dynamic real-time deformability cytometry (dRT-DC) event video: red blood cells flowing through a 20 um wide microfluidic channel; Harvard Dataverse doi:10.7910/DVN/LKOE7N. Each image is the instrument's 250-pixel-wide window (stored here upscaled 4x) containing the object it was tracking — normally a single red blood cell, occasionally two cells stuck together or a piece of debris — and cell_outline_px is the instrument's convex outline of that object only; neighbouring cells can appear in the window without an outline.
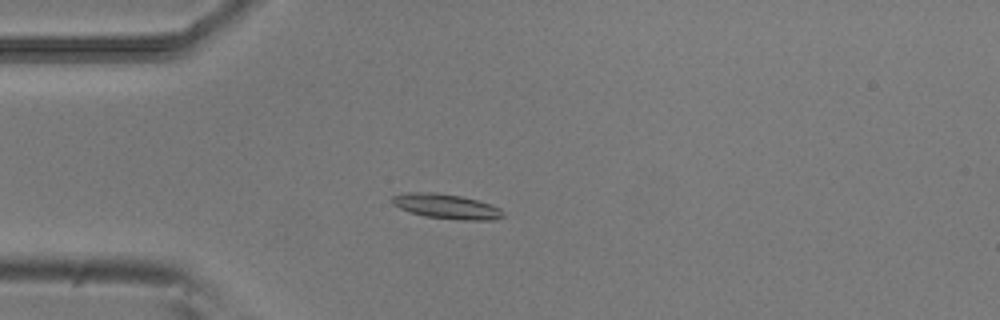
{"species": "common noctule bat (a hibernating species)", "species_latin": "Nyctalus noctula", "temperature_condition": "room temperature", "stored_images_in_passage": 50, "camera_frame_rate_fps": 3000, "um_per_image_px": 0.085, "animal": {"sex": "male", "body_mass_g": 20.5, "forearm_length_mm": 52.5}, "frame": {"image": 1, "passage_image": 11, "time_ms": 3.333, "image_size_px": [1000, 320], "cell_outline_px": [[504, 216], [496, 220], [460, 220], [424, 216], [400, 208], [392, 204], [392, 196], [408, 192], [436, 192], [460, 196], [476, 200], [500, 208], [504, 212]], "centroid_in_image_um": [37.96, 17.54], "position_along_channel_um": 47.0, "area_um2": 15.95}}
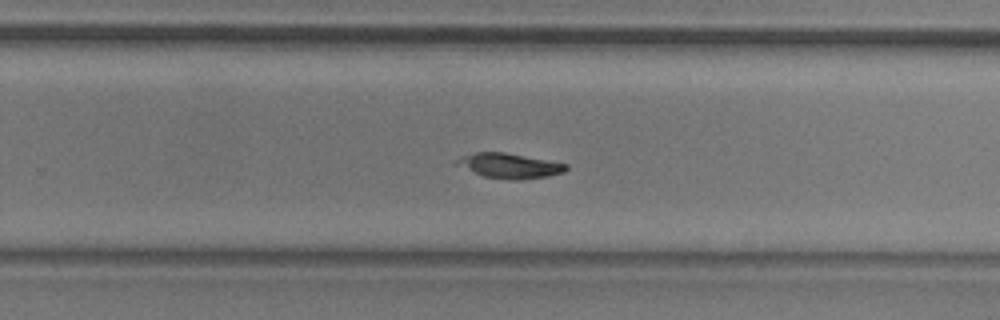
{"frame": {"image": 2, "passage_image": 31, "time_ms": 10.0, "image_size_px": [1000, 320], "cell_outline_px": [[568, 168], [564, 172], [548, 176], [520, 180], [512, 180], [484, 176], [452, 164], [460, 156], [476, 152], [504, 152], [568, 164]], "centroid_in_image_um": [43.27, 14.09], "position_along_channel_um": 286.5, "area_um2": 15.9}}
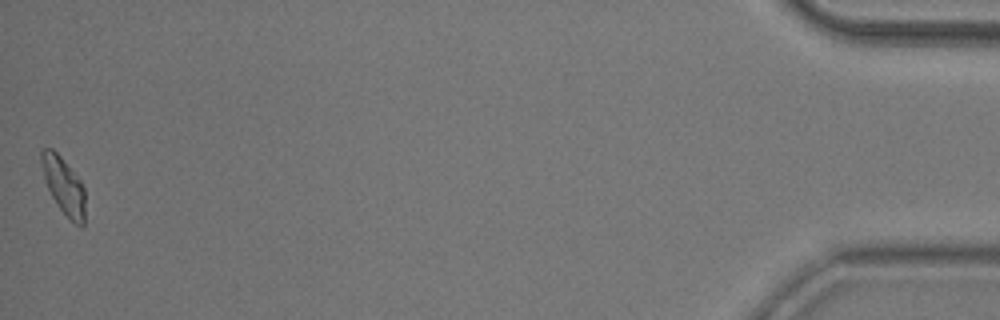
{"frame": {"image": 3, "passage_image": 50, "time_ms": 16.333, "image_size_px": [1000, 320], "cell_outline_px": [[84, 224], [80, 228], [56, 204], [48, 188], [44, 176], [40, 160], [40, 152], [44, 148], [52, 148], [60, 156], [80, 180], [84, 188]], "centroid_in_image_um": [5.4, 15.77], "position_along_channel_um": 429.8, "area_um2": 14.16}, "authors_computed_cell_mechanics": {"area_um2": 15.1725, "velocity_mm_per_s": 3.7944, "shape_relaxation_time_tau1_ms": 1.4005, "shape_relaxation_time_tau2_ms": null, "deformation_change_tau1": 0.0982, "deformation_change_tau2": null}}